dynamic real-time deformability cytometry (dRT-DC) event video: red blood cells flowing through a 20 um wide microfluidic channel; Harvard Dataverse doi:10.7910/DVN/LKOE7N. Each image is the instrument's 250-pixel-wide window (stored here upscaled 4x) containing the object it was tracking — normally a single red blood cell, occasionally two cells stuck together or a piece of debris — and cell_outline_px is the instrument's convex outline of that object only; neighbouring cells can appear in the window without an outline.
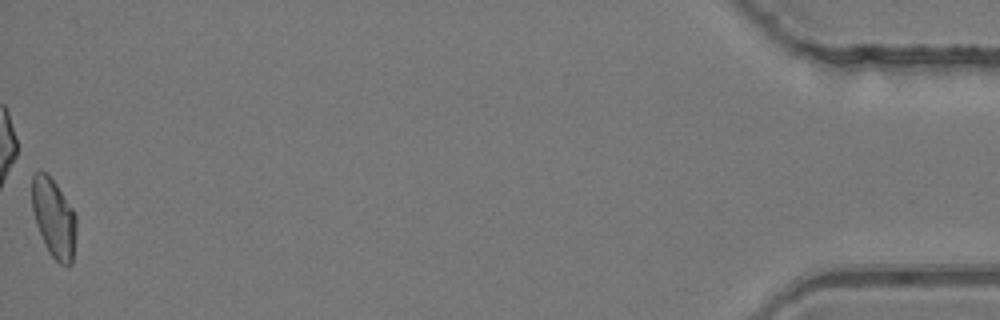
{"species": "common noctule bat (a hibernating species)", "species_latin": "Nyctalus noctula", "temperature_condition": "room temperature", "stored_images_in_passage": 46, "camera_frame_rate_fps": 3000, "um_per_image_px": 0.085, "animal": {"sex": "female", "body_mass_g": 24.6, "forearm_length_mm": 56.2}, "frame": {"image": 1, "passage_image": 46, "time_ms": 15.0, "image_size_px": [1000, 320], "cell_outline_px": [[76, 232], [72, 264], [68, 268], [64, 268], [48, 252], [44, 244], [36, 224], [32, 208], [32, 176], [36, 172], [44, 172], [56, 184], [72, 208], [76, 216]], "centroid_in_image_um": [4.58, 18.61], "position_along_channel_um": 430.6, "area_um2": 20.4}, "authors_computed_cell_mechanics": {"area_um2": 20.519, "velocity_mm_per_s": 4.1423, "shape_relaxation_time_tau1_ms": null, "shape_relaxation_time_tau2_ms": 9.4513, "deformation_change_tau1": null, "deformation_change_tau2": 0.1901}}